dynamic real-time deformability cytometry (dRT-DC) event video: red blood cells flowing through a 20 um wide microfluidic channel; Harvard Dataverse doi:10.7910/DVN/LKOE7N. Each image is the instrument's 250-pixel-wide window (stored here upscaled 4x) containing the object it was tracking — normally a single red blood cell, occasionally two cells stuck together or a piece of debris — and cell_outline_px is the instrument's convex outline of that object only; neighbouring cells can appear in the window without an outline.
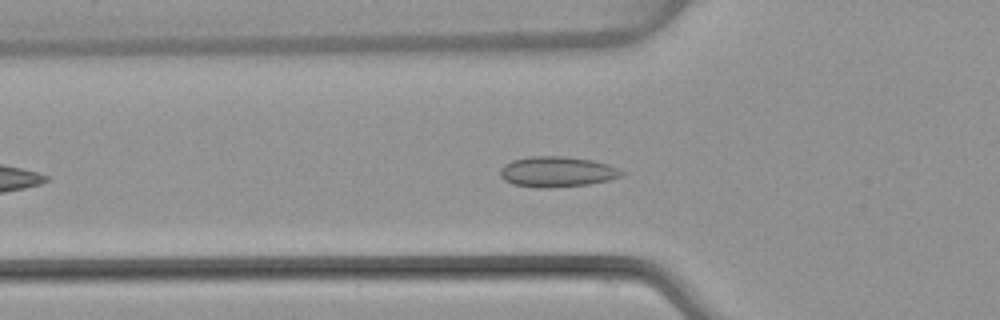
{"species": "common noctule bat (a hibernating species)", "species_latin": "Nyctalus noctula", "temperature_condition": "warm", "stored_images_in_passage": 29, "camera_frame_rate_fps": 3000, "um_per_image_px": 0.085, "animal": {"sex": "female", "body_mass_g": 22.7, "forearm_length_mm": 54.2}, "frame": {"image": 1, "passage_image": 5, "time_ms": 1.333, "image_size_px": [1000, 320], "cell_outline_px": [[624, 176], [608, 180], [588, 184], [548, 188], [536, 188], [512, 184], [504, 180], [500, 176], [500, 168], [504, 164], [512, 160], [528, 156], [564, 156], [592, 160], [608, 164], [620, 168], [624, 172]], "centroid_in_image_um": [47.34, 14.6], "position_along_channel_um": 78.5, "area_um2": 21.85}}
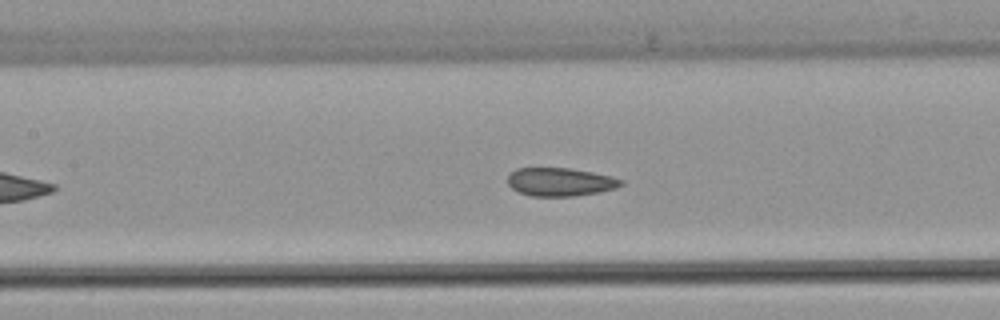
{"frame": {"image": 2, "passage_image": 11, "time_ms": 3.333, "image_size_px": [1000, 320], "cell_outline_px": [[624, 184], [616, 188], [600, 192], [572, 196], [532, 196], [520, 192], [512, 188], [508, 184], [508, 176], [516, 168], [568, 168], [592, 172], [612, 176], [624, 180]], "centroid_in_image_um": [47.65, 15.46], "position_along_channel_um": 159.8, "area_um2": 18.67}}
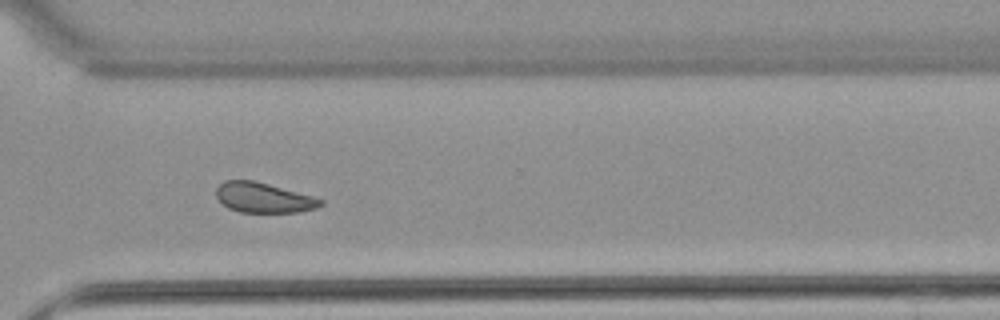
{"frame": {"image": 3, "passage_image": 25, "time_ms": 8.0, "image_size_px": [1000, 320], "cell_outline_px": [[324, 204], [316, 208], [300, 212], [240, 212], [228, 208], [216, 196], [216, 188], [224, 180], [252, 180], [268, 184], [312, 196], [324, 200]], "centroid_in_image_um": [22.4, 16.81], "position_along_channel_um": 348.2, "area_um2": 18.15}, "authors_computed_cell_mechanics": {"area_um2": 19.363, "velocity_mm_per_s": 4.0381, "shape_relaxation_time_tau1_ms": null, "shape_relaxation_time_tau2_ms": 1.6227, "deformation_change_tau1": null, "deformation_change_tau2": 0.0497}}